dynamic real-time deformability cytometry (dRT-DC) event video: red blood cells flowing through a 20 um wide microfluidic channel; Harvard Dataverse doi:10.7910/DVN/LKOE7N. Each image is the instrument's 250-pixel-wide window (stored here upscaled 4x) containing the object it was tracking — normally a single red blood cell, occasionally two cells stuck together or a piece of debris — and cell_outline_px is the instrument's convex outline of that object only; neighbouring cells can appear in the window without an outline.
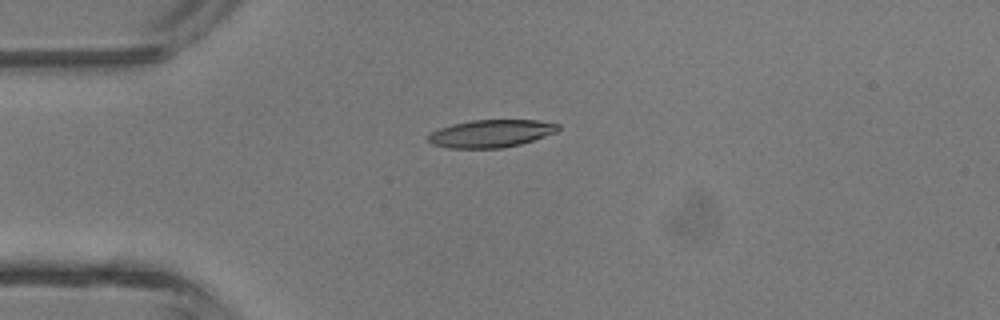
{"species": "common noctule bat (a hibernating species)", "species_latin": "Nyctalus noctula", "temperature_condition": "room temperature", "stored_images_in_passage": 5, "camera_frame_rate_fps": 3000, "um_per_image_px": 0.085, "animal": {"sex": "male", "body_mass_g": 13.3}, "frame": {"image": 1, "passage_image": 4, "time_ms": 3.333, "image_size_px": [1000, 320], "cell_outline_px": [[560, 128], [556, 132], [520, 144], [504, 148], [448, 148], [432, 144], [428, 140], [428, 136], [432, 132], [440, 128], [452, 124], [472, 120], [540, 120], [560, 124]], "centroid_in_image_um": [41.75, 11.34], "position_along_channel_um": 43.3, "area_um2": 20.87}}